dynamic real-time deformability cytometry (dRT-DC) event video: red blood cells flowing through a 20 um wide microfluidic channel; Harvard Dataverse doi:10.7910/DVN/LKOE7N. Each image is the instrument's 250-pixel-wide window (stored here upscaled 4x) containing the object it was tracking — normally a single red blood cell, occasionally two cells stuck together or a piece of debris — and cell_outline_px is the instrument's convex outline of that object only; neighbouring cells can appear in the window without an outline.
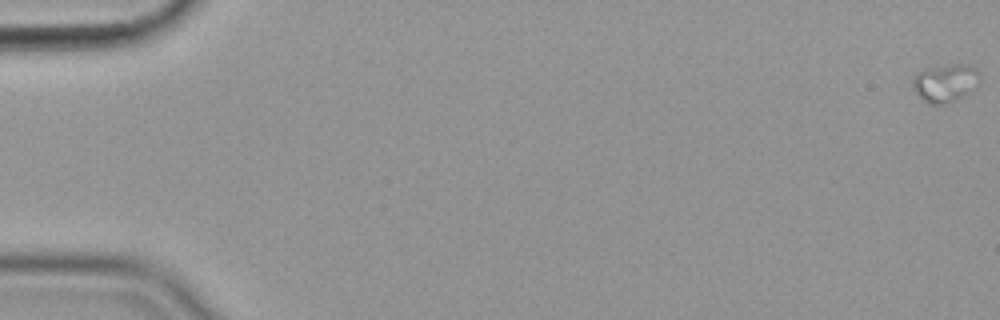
{"species": "common noctule bat (a hibernating species)", "species_latin": "Nyctalus noctula", "temperature_condition": "cold", "stored_images_in_passage": 13, "camera_frame_rate_fps": 3000, "um_per_image_px": 0.085, "animal": {"sex": "female", "body_mass_g": 19.9}, "frame": {"image": 1, "passage_image": 1, "time_ms": 0.0, "image_size_px": [1000, 320], "cell_outline_px": [[980, 80], [964, 96], [956, 100], [944, 104], [932, 104], [924, 100], [920, 96], [912, 84], [912, 80], [916, 72], [924, 68], [952, 64], [968, 64], [976, 68], [980, 72]], "centroid_in_image_um": [80.36, 7.01], "position_along_channel_um": 4.6, "area_um2": 14.8}}